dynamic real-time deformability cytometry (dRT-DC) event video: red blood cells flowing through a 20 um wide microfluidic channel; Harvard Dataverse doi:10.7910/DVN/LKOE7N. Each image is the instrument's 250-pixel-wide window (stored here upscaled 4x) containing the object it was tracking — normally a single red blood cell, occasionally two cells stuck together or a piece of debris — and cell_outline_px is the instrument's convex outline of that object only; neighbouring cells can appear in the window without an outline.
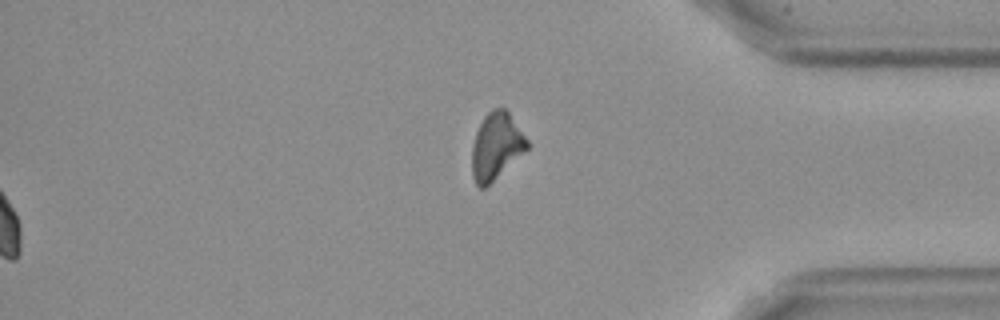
{"species": "Egyptian fruit bat (a non-hibernating species)", "species_latin": "Rousettus aegyptiacus", "temperature_condition": "cold", "stored_images_in_passage": 55, "segment_of_instrument_passage": [2, 2], "camera_frame_rate_fps": 3000, "um_per_image_px": 0.085, "frame": {"image": 1, "passage_image": 55, "time_ms": 18.0, "image_size_px": [1000, 320], "cell_outline_px": [[528, 148], [524, 152], [484, 188], [480, 188], [476, 184], [472, 176], [472, 144], [476, 132], [484, 116], [492, 108], [504, 108], [508, 112], [528, 140]], "centroid_in_image_um": [42.15, 12.41], "position_along_channel_um": 393.0, "area_um2": 21.1}}